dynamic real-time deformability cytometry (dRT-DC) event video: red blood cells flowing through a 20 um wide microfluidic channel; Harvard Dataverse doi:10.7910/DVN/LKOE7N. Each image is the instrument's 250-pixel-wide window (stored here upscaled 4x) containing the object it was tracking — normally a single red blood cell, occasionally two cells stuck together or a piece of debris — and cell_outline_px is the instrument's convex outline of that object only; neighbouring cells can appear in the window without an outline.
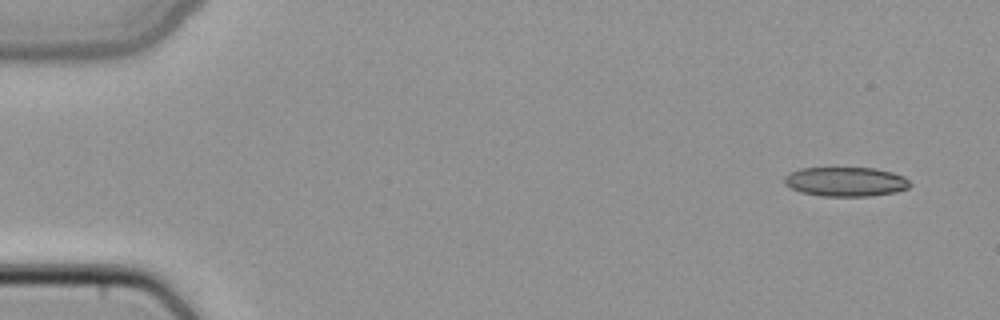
{"species": "common noctule bat (a hibernating species)", "species_latin": "Nyctalus noctula", "temperature_condition": "cold", "stored_images_in_passage": 5, "camera_frame_rate_fps": 3000, "um_per_image_px": 0.085, "animal": {"sex": "female", "body_mass_g": 22.7, "forearm_length_mm": 54.2}, "frame": {"image": 1, "passage_image": 1, "time_ms": 0.0, "image_size_px": [1000, 320], "cell_outline_px": [[912, 184], [908, 188], [896, 192], [872, 196], [820, 196], [800, 192], [784, 184], [784, 176], [800, 168], [876, 168], [892, 172], [904, 176]], "centroid_in_image_um": [71.9, 15.45], "position_along_channel_um": 13.1, "area_um2": 21.62}}
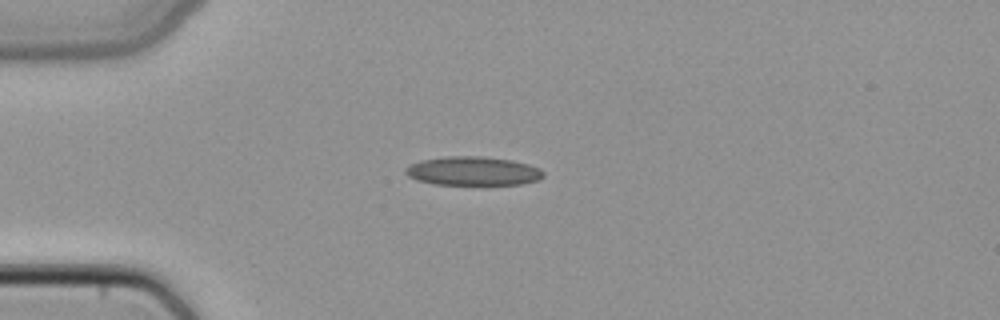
{"frame": {"image": 2, "passage_image": 4, "time_ms": 1.0, "image_size_px": [1000, 320], "cell_outline_px": [[544, 176], [540, 180], [524, 184], [432, 184], [416, 180], [408, 176], [404, 172], [404, 168], [408, 164], [420, 160], [448, 156], [480, 156], [512, 160], [528, 164], [540, 168], [544, 172]], "centroid_in_image_um": [40.19, 14.53], "position_along_channel_um": 44.8, "area_um2": 23.41}}
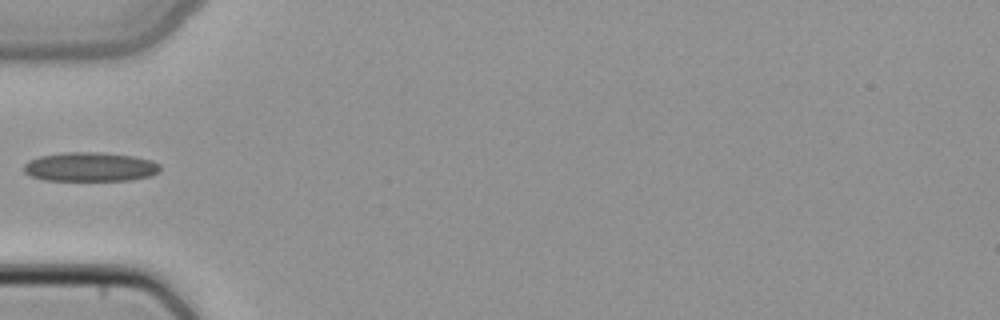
{"frame": {"image": 3, "passage_image": 5, "time_ms": 1.333, "image_size_px": [1000, 320], "cell_outline_px": [[160, 172], [152, 176], [128, 180], [44, 180], [32, 176], [24, 172], [24, 164], [28, 160], [40, 156], [64, 152], [100, 152], [132, 156], [152, 160], [160, 164]], "centroid_in_image_um": [7.68, 14.18], "position_along_channel_um": 77.3, "area_um2": 23.24}}